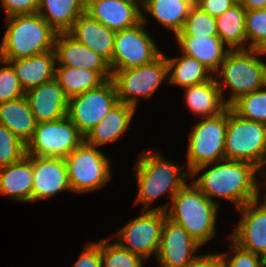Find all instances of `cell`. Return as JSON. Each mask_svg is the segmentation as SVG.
<instances>
[{
  "mask_svg": "<svg viewBox=\"0 0 266 267\" xmlns=\"http://www.w3.org/2000/svg\"><path fill=\"white\" fill-rule=\"evenodd\" d=\"M235 4H243L244 0H232Z\"/></svg>",
  "mask_w": 266,
  "mask_h": 267,
  "instance_id": "obj_45",
  "label": "cell"
},
{
  "mask_svg": "<svg viewBox=\"0 0 266 267\" xmlns=\"http://www.w3.org/2000/svg\"><path fill=\"white\" fill-rule=\"evenodd\" d=\"M68 33L89 49H92L111 65L115 31L84 12L74 22Z\"/></svg>",
  "mask_w": 266,
  "mask_h": 267,
  "instance_id": "obj_20",
  "label": "cell"
},
{
  "mask_svg": "<svg viewBox=\"0 0 266 267\" xmlns=\"http://www.w3.org/2000/svg\"><path fill=\"white\" fill-rule=\"evenodd\" d=\"M113 81L119 102H123L135 109L138 97L149 98L159 85L168 80L166 55L163 52L152 62L139 67L112 71Z\"/></svg>",
  "mask_w": 266,
  "mask_h": 267,
  "instance_id": "obj_9",
  "label": "cell"
},
{
  "mask_svg": "<svg viewBox=\"0 0 266 267\" xmlns=\"http://www.w3.org/2000/svg\"><path fill=\"white\" fill-rule=\"evenodd\" d=\"M26 155V144L0 124V168L18 162Z\"/></svg>",
  "mask_w": 266,
  "mask_h": 267,
  "instance_id": "obj_36",
  "label": "cell"
},
{
  "mask_svg": "<svg viewBox=\"0 0 266 267\" xmlns=\"http://www.w3.org/2000/svg\"><path fill=\"white\" fill-rule=\"evenodd\" d=\"M0 63L5 65L0 67V103L25 96V91L20 84L13 66L9 62L1 59Z\"/></svg>",
  "mask_w": 266,
  "mask_h": 267,
  "instance_id": "obj_37",
  "label": "cell"
},
{
  "mask_svg": "<svg viewBox=\"0 0 266 267\" xmlns=\"http://www.w3.org/2000/svg\"><path fill=\"white\" fill-rule=\"evenodd\" d=\"M0 59L10 61L54 50L57 32L38 14L7 17Z\"/></svg>",
  "mask_w": 266,
  "mask_h": 267,
  "instance_id": "obj_4",
  "label": "cell"
},
{
  "mask_svg": "<svg viewBox=\"0 0 266 267\" xmlns=\"http://www.w3.org/2000/svg\"><path fill=\"white\" fill-rule=\"evenodd\" d=\"M218 36L230 50H246V10L235 4L216 17Z\"/></svg>",
  "mask_w": 266,
  "mask_h": 267,
  "instance_id": "obj_30",
  "label": "cell"
},
{
  "mask_svg": "<svg viewBox=\"0 0 266 267\" xmlns=\"http://www.w3.org/2000/svg\"><path fill=\"white\" fill-rule=\"evenodd\" d=\"M261 54L265 55L264 51L231 50L213 74L216 75L214 78L228 106L241 95L254 92L266 85V63L259 59ZM226 88L231 91L227 99L224 97Z\"/></svg>",
  "mask_w": 266,
  "mask_h": 267,
  "instance_id": "obj_5",
  "label": "cell"
},
{
  "mask_svg": "<svg viewBox=\"0 0 266 267\" xmlns=\"http://www.w3.org/2000/svg\"><path fill=\"white\" fill-rule=\"evenodd\" d=\"M108 239L101 240L102 267H143L144 260L122 248L117 242L108 243Z\"/></svg>",
  "mask_w": 266,
  "mask_h": 267,
  "instance_id": "obj_34",
  "label": "cell"
},
{
  "mask_svg": "<svg viewBox=\"0 0 266 267\" xmlns=\"http://www.w3.org/2000/svg\"><path fill=\"white\" fill-rule=\"evenodd\" d=\"M189 133L186 170L225 159L227 108L218 115L202 118Z\"/></svg>",
  "mask_w": 266,
  "mask_h": 267,
  "instance_id": "obj_8",
  "label": "cell"
},
{
  "mask_svg": "<svg viewBox=\"0 0 266 267\" xmlns=\"http://www.w3.org/2000/svg\"><path fill=\"white\" fill-rule=\"evenodd\" d=\"M245 33L248 49L266 50V9L246 11Z\"/></svg>",
  "mask_w": 266,
  "mask_h": 267,
  "instance_id": "obj_35",
  "label": "cell"
},
{
  "mask_svg": "<svg viewBox=\"0 0 266 267\" xmlns=\"http://www.w3.org/2000/svg\"><path fill=\"white\" fill-rule=\"evenodd\" d=\"M218 208L192 180L174 195L171 202L151 210L164 211L168 219L182 226L202 246L215 237Z\"/></svg>",
  "mask_w": 266,
  "mask_h": 267,
  "instance_id": "obj_2",
  "label": "cell"
},
{
  "mask_svg": "<svg viewBox=\"0 0 266 267\" xmlns=\"http://www.w3.org/2000/svg\"><path fill=\"white\" fill-rule=\"evenodd\" d=\"M97 147L83 141L65 158L73 193H85L104 187L111 179V162Z\"/></svg>",
  "mask_w": 266,
  "mask_h": 267,
  "instance_id": "obj_7",
  "label": "cell"
},
{
  "mask_svg": "<svg viewBox=\"0 0 266 267\" xmlns=\"http://www.w3.org/2000/svg\"><path fill=\"white\" fill-rule=\"evenodd\" d=\"M33 156L0 168V194L13 201H32Z\"/></svg>",
  "mask_w": 266,
  "mask_h": 267,
  "instance_id": "obj_21",
  "label": "cell"
},
{
  "mask_svg": "<svg viewBox=\"0 0 266 267\" xmlns=\"http://www.w3.org/2000/svg\"><path fill=\"white\" fill-rule=\"evenodd\" d=\"M175 36H218L216 17L209 15L195 4L186 18L182 31Z\"/></svg>",
  "mask_w": 266,
  "mask_h": 267,
  "instance_id": "obj_33",
  "label": "cell"
},
{
  "mask_svg": "<svg viewBox=\"0 0 266 267\" xmlns=\"http://www.w3.org/2000/svg\"><path fill=\"white\" fill-rule=\"evenodd\" d=\"M230 108L244 119L266 125V85L254 92L241 95Z\"/></svg>",
  "mask_w": 266,
  "mask_h": 267,
  "instance_id": "obj_32",
  "label": "cell"
},
{
  "mask_svg": "<svg viewBox=\"0 0 266 267\" xmlns=\"http://www.w3.org/2000/svg\"><path fill=\"white\" fill-rule=\"evenodd\" d=\"M259 199L238 208L242 216L229 238L266 261V201Z\"/></svg>",
  "mask_w": 266,
  "mask_h": 267,
  "instance_id": "obj_14",
  "label": "cell"
},
{
  "mask_svg": "<svg viewBox=\"0 0 266 267\" xmlns=\"http://www.w3.org/2000/svg\"><path fill=\"white\" fill-rule=\"evenodd\" d=\"M259 172L260 169L249 162L223 159L197 167L190 178L200 173L193 183L203 194L218 206L214 198L231 201L238 209L260 197L262 183L256 176Z\"/></svg>",
  "mask_w": 266,
  "mask_h": 267,
  "instance_id": "obj_1",
  "label": "cell"
},
{
  "mask_svg": "<svg viewBox=\"0 0 266 267\" xmlns=\"http://www.w3.org/2000/svg\"><path fill=\"white\" fill-rule=\"evenodd\" d=\"M230 253L222 252L226 267H264L266 261L252 252L242 249L231 239ZM228 254H232L231 257ZM229 256V257H228Z\"/></svg>",
  "mask_w": 266,
  "mask_h": 267,
  "instance_id": "obj_38",
  "label": "cell"
},
{
  "mask_svg": "<svg viewBox=\"0 0 266 267\" xmlns=\"http://www.w3.org/2000/svg\"><path fill=\"white\" fill-rule=\"evenodd\" d=\"M118 102L115 85L108 79L98 87L70 98L67 117L85 137Z\"/></svg>",
  "mask_w": 266,
  "mask_h": 267,
  "instance_id": "obj_12",
  "label": "cell"
},
{
  "mask_svg": "<svg viewBox=\"0 0 266 267\" xmlns=\"http://www.w3.org/2000/svg\"><path fill=\"white\" fill-rule=\"evenodd\" d=\"M168 82L179 87H190L209 81L213 73L194 57L183 54L167 58Z\"/></svg>",
  "mask_w": 266,
  "mask_h": 267,
  "instance_id": "obj_29",
  "label": "cell"
},
{
  "mask_svg": "<svg viewBox=\"0 0 266 267\" xmlns=\"http://www.w3.org/2000/svg\"><path fill=\"white\" fill-rule=\"evenodd\" d=\"M72 191L64 158L33 156L32 201Z\"/></svg>",
  "mask_w": 266,
  "mask_h": 267,
  "instance_id": "obj_17",
  "label": "cell"
},
{
  "mask_svg": "<svg viewBox=\"0 0 266 267\" xmlns=\"http://www.w3.org/2000/svg\"><path fill=\"white\" fill-rule=\"evenodd\" d=\"M83 141L84 136L66 116L54 121L37 123L32 138L26 144V154L65 159Z\"/></svg>",
  "mask_w": 266,
  "mask_h": 267,
  "instance_id": "obj_10",
  "label": "cell"
},
{
  "mask_svg": "<svg viewBox=\"0 0 266 267\" xmlns=\"http://www.w3.org/2000/svg\"><path fill=\"white\" fill-rule=\"evenodd\" d=\"M152 150H144L135 164L138 192L134 204H144L143 210H150L148 206L168 192L171 202L174 195L187 184L186 178L191 176L188 170L182 171L184 167Z\"/></svg>",
  "mask_w": 266,
  "mask_h": 267,
  "instance_id": "obj_3",
  "label": "cell"
},
{
  "mask_svg": "<svg viewBox=\"0 0 266 267\" xmlns=\"http://www.w3.org/2000/svg\"><path fill=\"white\" fill-rule=\"evenodd\" d=\"M242 7L246 11L266 9V0H244Z\"/></svg>",
  "mask_w": 266,
  "mask_h": 267,
  "instance_id": "obj_43",
  "label": "cell"
},
{
  "mask_svg": "<svg viewBox=\"0 0 266 267\" xmlns=\"http://www.w3.org/2000/svg\"><path fill=\"white\" fill-rule=\"evenodd\" d=\"M195 4L213 17L222 15L235 5L232 0H195Z\"/></svg>",
  "mask_w": 266,
  "mask_h": 267,
  "instance_id": "obj_41",
  "label": "cell"
},
{
  "mask_svg": "<svg viewBox=\"0 0 266 267\" xmlns=\"http://www.w3.org/2000/svg\"><path fill=\"white\" fill-rule=\"evenodd\" d=\"M85 12L115 32L142 20L141 7L133 0H86Z\"/></svg>",
  "mask_w": 266,
  "mask_h": 267,
  "instance_id": "obj_18",
  "label": "cell"
},
{
  "mask_svg": "<svg viewBox=\"0 0 266 267\" xmlns=\"http://www.w3.org/2000/svg\"><path fill=\"white\" fill-rule=\"evenodd\" d=\"M195 0H149L141 7L143 11H147L161 25L170 31L174 36L181 32L186 18L188 17Z\"/></svg>",
  "mask_w": 266,
  "mask_h": 267,
  "instance_id": "obj_28",
  "label": "cell"
},
{
  "mask_svg": "<svg viewBox=\"0 0 266 267\" xmlns=\"http://www.w3.org/2000/svg\"><path fill=\"white\" fill-rule=\"evenodd\" d=\"M135 1L140 7L144 6L149 0H133Z\"/></svg>",
  "mask_w": 266,
  "mask_h": 267,
  "instance_id": "obj_44",
  "label": "cell"
},
{
  "mask_svg": "<svg viewBox=\"0 0 266 267\" xmlns=\"http://www.w3.org/2000/svg\"><path fill=\"white\" fill-rule=\"evenodd\" d=\"M7 17L34 14L38 11L39 0H0Z\"/></svg>",
  "mask_w": 266,
  "mask_h": 267,
  "instance_id": "obj_40",
  "label": "cell"
},
{
  "mask_svg": "<svg viewBox=\"0 0 266 267\" xmlns=\"http://www.w3.org/2000/svg\"><path fill=\"white\" fill-rule=\"evenodd\" d=\"M188 267H226L220 253L200 254Z\"/></svg>",
  "mask_w": 266,
  "mask_h": 267,
  "instance_id": "obj_42",
  "label": "cell"
},
{
  "mask_svg": "<svg viewBox=\"0 0 266 267\" xmlns=\"http://www.w3.org/2000/svg\"><path fill=\"white\" fill-rule=\"evenodd\" d=\"M225 159L266 168V125L244 119L228 106Z\"/></svg>",
  "mask_w": 266,
  "mask_h": 267,
  "instance_id": "obj_6",
  "label": "cell"
},
{
  "mask_svg": "<svg viewBox=\"0 0 266 267\" xmlns=\"http://www.w3.org/2000/svg\"><path fill=\"white\" fill-rule=\"evenodd\" d=\"M8 62L13 66L25 92L55 78V49Z\"/></svg>",
  "mask_w": 266,
  "mask_h": 267,
  "instance_id": "obj_22",
  "label": "cell"
},
{
  "mask_svg": "<svg viewBox=\"0 0 266 267\" xmlns=\"http://www.w3.org/2000/svg\"><path fill=\"white\" fill-rule=\"evenodd\" d=\"M200 247L182 226L166 217L155 260L160 267H188L199 256Z\"/></svg>",
  "mask_w": 266,
  "mask_h": 267,
  "instance_id": "obj_15",
  "label": "cell"
},
{
  "mask_svg": "<svg viewBox=\"0 0 266 267\" xmlns=\"http://www.w3.org/2000/svg\"><path fill=\"white\" fill-rule=\"evenodd\" d=\"M72 267H102L101 240L88 242Z\"/></svg>",
  "mask_w": 266,
  "mask_h": 267,
  "instance_id": "obj_39",
  "label": "cell"
},
{
  "mask_svg": "<svg viewBox=\"0 0 266 267\" xmlns=\"http://www.w3.org/2000/svg\"><path fill=\"white\" fill-rule=\"evenodd\" d=\"M146 22L142 13V20L138 24L115 32L111 71L142 66L162 53L152 36L144 29Z\"/></svg>",
  "mask_w": 266,
  "mask_h": 267,
  "instance_id": "obj_11",
  "label": "cell"
},
{
  "mask_svg": "<svg viewBox=\"0 0 266 267\" xmlns=\"http://www.w3.org/2000/svg\"><path fill=\"white\" fill-rule=\"evenodd\" d=\"M25 98L37 123L67 116L69 98L55 78L29 89Z\"/></svg>",
  "mask_w": 266,
  "mask_h": 267,
  "instance_id": "obj_19",
  "label": "cell"
},
{
  "mask_svg": "<svg viewBox=\"0 0 266 267\" xmlns=\"http://www.w3.org/2000/svg\"><path fill=\"white\" fill-rule=\"evenodd\" d=\"M0 124L27 144L34 134L37 122L25 96L0 103Z\"/></svg>",
  "mask_w": 266,
  "mask_h": 267,
  "instance_id": "obj_26",
  "label": "cell"
},
{
  "mask_svg": "<svg viewBox=\"0 0 266 267\" xmlns=\"http://www.w3.org/2000/svg\"><path fill=\"white\" fill-rule=\"evenodd\" d=\"M135 110L133 106L118 102L110 109L106 117L89 131L84 141L97 148L116 142L128 130Z\"/></svg>",
  "mask_w": 266,
  "mask_h": 267,
  "instance_id": "obj_23",
  "label": "cell"
},
{
  "mask_svg": "<svg viewBox=\"0 0 266 267\" xmlns=\"http://www.w3.org/2000/svg\"><path fill=\"white\" fill-rule=\"evenodd\" d=\"M141 213L117 231L115 237L119 240L115 242L146 261L151 254L156 257L158 253L161 230L167 216L164 211L151 209H142Z\"/></svg>",
  "mask_w": 266,
  "mask_h": 267,
  "instance_id": "obj_13",
  "label": "cell"
},
{
  "mask_svg": "<svg viewBox=\"0 0 266 267\" xmlns=\"http://www.w3.org/2000/svg\"><path fill=\"white\" fill-rule=\"evenodd\" d=\"M174 37L181 49V53L194 57L206 66L213 74L219 69L227 54L231 51L223 43L219 36Z\"/></svg>",
  "mask_w": 266,
  "mask_h": 267,
  "instance_id": "obj_24",
  "label": "cell"
},
{
  "mask_svg": "<svg viewBox=\"0 0 266 267\" xmlns=\"http://www.w3.org/2000/svg\"><path fill=\"white\" fill-rule=\"evenodd\" d=\"M86 0H39L37 13L57 32H68L85 12Z\"/></svg>",
  "mask_w": 266,
  "mask_h": 267,
  "instance_id": "obj_27",
  "label": "cell"
},
{
  "mask_svg": "<svg viewBox=\"0 0 266 267\" xmlns=\"http://www.w3.org/2000/svg\"><path fill=\"white\" fill-rule=\"evenodd\" d=\"M183 89H185L184 102L196 117L215 116L228 107L214 76L209 81Z\"/></svg>",
  "mask_w": 266,
  "mask_h": 267,
  "instance_id": "obj_25",
  "label": "cell"
},
{
  "mask_svg": "<svg viewBox=\"0 0 266 267\" xmlns=\"http://www.w3.org/2000/svg\"><path fill=\"white\" fill-rule=\"evenodd\" d=\"M55 79L69 99L96 88L105 81L95 71L66 66L55 67Z\"/></svg>",
  "mask_w": 266,
  "mask_h": 267,
  "instance_id": "obj_31",
  "label": "cell"
},
{
  "mask_svg": "<svg viewBox=\"0 0 266 267\" xmlns=\"http://www.w3.org/2000/svg\"><path fill=\"white\" fill-rule=\"evenodd\" d=\"M264 172L263 173H265V176H266V168H265V170H263ZM266 179V178H265ZM266 187V186H265ZM263 199L266 201V193H264L263 194Z\"/></svg>",
  "mask_w": 266,
  "mask_h": 267,
  "instance_id": "obj_46",
  "label": "cell"
},
{
  "mask_svg": "<svg viewBox=\"0 0 266 267\" xmlns=\"http://www.w3.org/2000/svg\"><path fill=\"white\" fill-rule=\"evenodd\" d=\"M56 66L84 68L97 72L104 80L111 79L109 63L68 32L57 34L55 41Z\"/></svg>",
  "mask_w": 266,
  "mask_h": 267,
  "instance_id": "obj_16",
  "label": "cell"
}]
</instances>
